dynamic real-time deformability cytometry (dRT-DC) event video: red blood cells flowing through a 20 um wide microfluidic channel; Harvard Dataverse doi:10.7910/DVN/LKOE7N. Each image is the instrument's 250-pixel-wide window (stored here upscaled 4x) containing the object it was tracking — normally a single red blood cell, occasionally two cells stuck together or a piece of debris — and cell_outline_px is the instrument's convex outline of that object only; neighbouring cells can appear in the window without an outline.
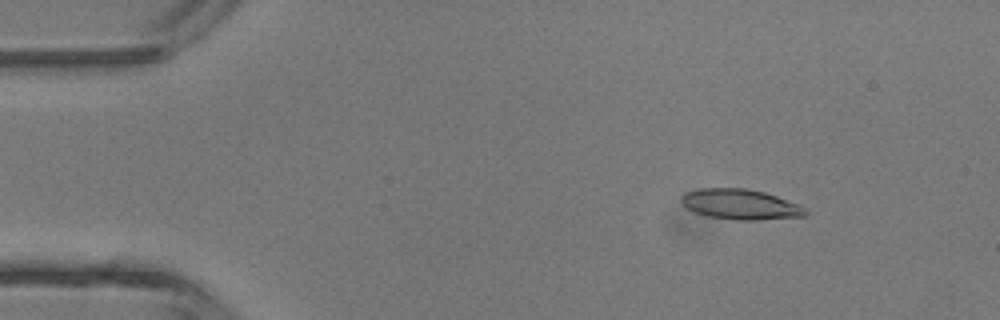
{"species": "common noctule bat (a hibernating species)", "species_latin": "Nyctalus noctula", "temperature_condition": "room temperature", "stored_images_in_passage": 3, "camera_frame_rate_fps": 3000, "um_per_image_px": 0.085, "animal": {"sex": "male", "body_mass_g": 13.3}, "frame": {"image": 1, "passage_image": 1, "time_ms": 0.0, "image_size_px": [1000, 320], "cell_outline_px": [[808, 212], [804, 216], [756, 220], [736, 220], [708, 216], [696, 212], [688, 208], [680, 200], [680, 196], [684, 192], [700, 188], [748, 188], [764, 192], [800, 204], [808, 208]], "centroid_in_image_um": [62.96, 17.36], "position_along_channel_um": 22.0, "area_um2": 22.02}}
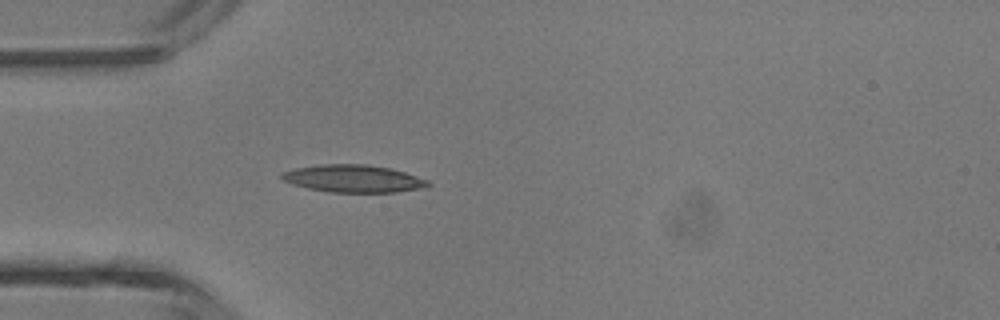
{"frame": {"image": 2, "passage_image": 3, "time_ms": 2.333, "image_size_px": [1000, 320], "cell_outline_px": [[432, 184], [420, 188], [396, 192], [332, 192], [308, 188], [292, 184], [284, 180], [280, 176], [280, 172], [296, 168], [320, 164], [364, 164], [392, 168], [428, 180]], "centroid_in_image_um": [30.02, 15.17], "position_along_channel_um": 55.0, "area_um2": 23.29}}